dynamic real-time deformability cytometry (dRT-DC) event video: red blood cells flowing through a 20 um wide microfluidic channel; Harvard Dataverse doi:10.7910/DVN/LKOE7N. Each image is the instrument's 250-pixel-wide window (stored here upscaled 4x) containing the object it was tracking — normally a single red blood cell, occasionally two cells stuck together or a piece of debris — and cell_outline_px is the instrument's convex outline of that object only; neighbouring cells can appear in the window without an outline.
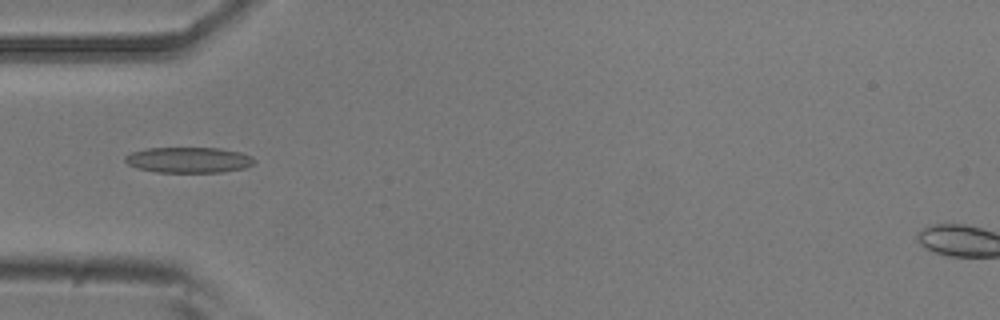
{"species": "common noctule bat (a hibernating species)", "species_latin": "Nyctalus noctula", "temperature_condition": "room temperature", "stored_images_in_passage": 5, "camera_frame_rate_fps": 3000, "um_per_image_px": 0.085, "animal": {"sex": "male", "body_mass_g": 20.5, "forearm_length_mm": 52.5}, "frame": {"image": 1, "passage_image": 4, "time_ms": 1.0, "image_size_px": [1000, 320], "cell_outline_px": [[256, 160], [252, 164], [244, 168], [224, 172], [156, 172], [136, 168], [128, 164], [124, 160], [124, 156], [132, 152], [148, 148], [220, 148], [240, 152], [252, 156]], "centroid_in_image_um": [16.03, 13.6], "position_along_channel_um": 69.0, "area_um2": 19.36}}
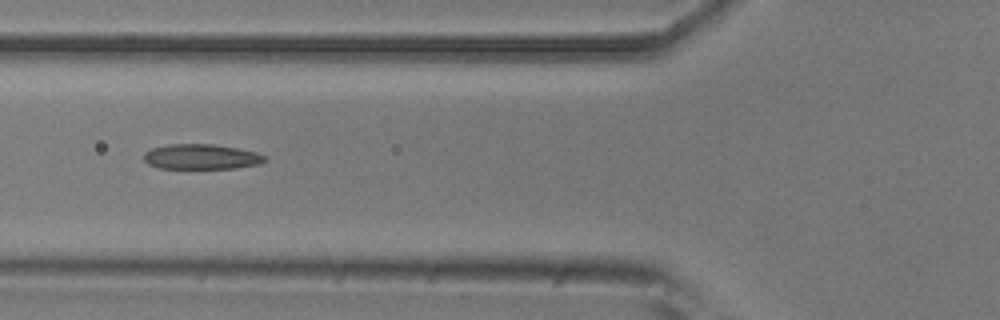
{"frame": {"image": 2, "passage_image": 5, "time_ms": 1.333, "image_size_px": [1000, 320], "cell_outline_px": [[268, 160], [256, 164], [232, 168], [156, 168], [148, 164], [144, 160], [144, 152], [152, 148], [168, 144], [212, 144], [236, 148], [256, 152], [264, 156]], "centroid_in_image_um": [17.05, 13.32], "position_along_channel_um": 108.7, "area_um2": 17.57}}